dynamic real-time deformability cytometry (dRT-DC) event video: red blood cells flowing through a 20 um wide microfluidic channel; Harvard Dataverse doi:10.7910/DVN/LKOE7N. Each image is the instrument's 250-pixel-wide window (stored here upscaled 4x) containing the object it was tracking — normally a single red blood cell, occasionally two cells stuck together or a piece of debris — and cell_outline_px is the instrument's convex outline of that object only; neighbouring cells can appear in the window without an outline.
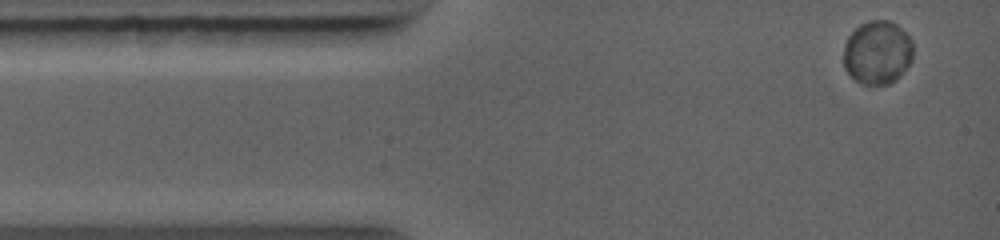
{"species": "common noctule bat (a hibernating species)", "species_latin": "Nyctalus noctula", "temperature_condition": "warm", "stored_images_in_passage": 18, "camera_frame_rate_fps": 5000, "um_per_image_px": 0.085, "animal": {"sex": "female", "body_mass_g": 19.0, "forearm_length_mm": 56.7}, "frame": {"image": 1, "passage_image": 3, "time_ms": 0.4, "image_size_px": [1000, 240], "cell_outline_px": [[912, 60], [888, 84], [864, 84], [856, 80], [844, 68], [844, 44], [848, 36], [860, 24], [868, 20], [888, 20], [896, 24], [912, 40]], "centroid_in_image_um": [74.55, 4.42], "position_along_channel_um": 10.5, "area_um2": 25.32}}
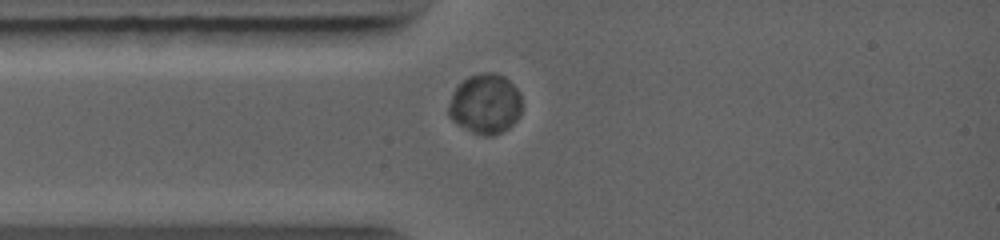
{"frame": {"image": 2, "passage_image": 15, "time_ms": 2.4, "image_size_px": [1000, 240], "cell_outline_px": [[520, 116], [508, 128], [492, 136], [484, 136], [472, 132], [456, 124], [448, 116], [448, 108], [452, 92], [468, 76], [484, 72], [496, 72], [504, 76], [520, 92]], "centroid_in_image_um": [41.23, 8.83], "position_along_channel_um": 43.8, "area_um2": 25.66}}